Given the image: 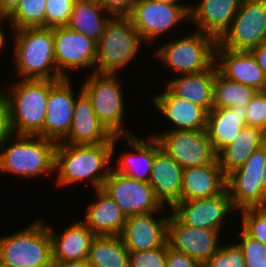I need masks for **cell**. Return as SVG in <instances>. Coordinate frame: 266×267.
Masks as SVG:
<instances>
[{
  "label": "cell",
  "instance_id": "obj_36",
  "mask_svg": "<svg viewBox=\"0 0 266 267\" xmlns=\"http://www.w3.org/2000/svg\"><path fill=\"white\" fill-rule=\"evenodd\" d=\"M203 267H245V258L238 244L220 245Z\"/></svg>",
  "mask_w": 266,
  "mask_h": 267
},
{
  "label": "cell",
  "instance_id": "obj_25",
  "mask_svg": "<svg viewBox=\"0 0 266 267\" xmlns=\"http://www.w3.org/2000/svg\"><path fill=\"white\" fill-rule=\"evenodd\" d=\"M225 188L226 176L216 159L212 164L183 169L180 201L213 197Z\"/></svg>",
  "mask_w": 266,
  "mask_h": 267
},
{
  "label": "cell",
  "instance_id": "obj_8",
  "mask_svg": "<svg viewBox=\"0 0 266 267\" xmlns=\"http://www.w3.org/2000/svg\"><path fill=\"white\" fill-rule=\"evenodd\" d=\"M192 32V33H191ZM181 38L159 46L155 55L165 67L180 75L208 70L215 64L217 40L200 31H191Z\"/></svg>",
  "mask_w": 266,
  "mask_h": 267
},
{
  "label": "cell",
  "instance_id": "obj_41",
  "mask_svg": "<svg viewBox=\"0 0 266 267\" xmlns=\"http://www.w3.org/2000/svg\"><path fill=\"white\" fill-rule=\"evenodd\" d=\"M107 12L113 16H128L136 0H96Z\"/></svg>",
  "mask_w": 266,
  "mask_h": 267
},
{
  "label": "cell",
  "instance_id": "obj_5",
  "mask_svg": "<svg viewBox=\"0 0 266 267\" xmlns=\"http://www.w3.org/2000/svg\"><path fill=\"white\" fill-rule=\"evenodd\" d=\"M16 233L0 236V265L3 267H47L53 264L52 238L41 219Z\"/></svg>",
  "mask_w": 266,
  "mask_h": 267
},
{
  "label": "cell",
  "instance_id": "obj_33",
  "mask_svg": "<svg viewBox=\"0 0 266 267\" xmlns=\"http://www.w3.org/2000/svg\"><path fill=\"white\" fill-rule=\"evenodd\" d=\"M257 92L255 88L230 80L216 70L213 85V108L247 106Z\"/></svg>",
  "mask_w": 266,
  "mask_h": 267
},
{
  "label": "cell",
  "instance_id": "obj_1",
  "mask_svg": "<svg viewBox=\"0 0 266 267\" xmlns=\"http://www.w3.org/2000/svg\"><path fill=\"white\" fill-rule=\"evenodd\" d=\"M119 140L122 141L121 136L114 137L112 143L72 145L58 142L55 148V185L66 188L86 181L94 190L100 189L113 168L109 164L114 163L115 144Z\"/></svg>",
  "mask_w": 266,
  "mask_h": 267
},
{
  "label": "cell",
  "instance_id": "obj_18",
  "mask_svg": "<svg viewBox=\"0 0 266 267\" xmlns=\"http://www.w3.org/2000/svg\"><path fill=\"white\" fill-rule=\"evenodd\" d=\"M159 212V213H158ZM160 211L128 217L120 237L128 251H148L163 247L167 243L169 214Z\"/></svg>",
  "mask_w": 266,
  "mask_h": 267
},
{
  "label": "cell",
  "instance_id": "obj_48",
  "mask_svg": "<svg viewBox=\"0 0 266 267\" xmlns=\"http://www.w3.org/2000/svg\"><path fill=\"white\" fill-rule=\"evenodd\" d=\"M264 170H263V173H262V189H263V194L266 196V164L264 166Z\"/></svg>",
  "mask_w": 266,
  "mask_h": 267
},
{
  "label": "cell",
  "instance_id": "obj_50",
  "mask_svg": "<svg viewBox=\"0 0 266 267\" xmlns=\"http://www.w3.org/2000/svg\"><path fill=\"white\" fill-rule=\"evenodd\" d=\"M47 267H55V263H53V264H51V265H49Z\"/></svg>",
  "mask_w": 266,
  "mask_h": 267
},
{
  "label": "cell",
  "instance_id": "obj_27",
  "mask_svg": "<svg viewBox=\"0 0 266 267\" xmlns=\"http://www.w3.org/2000/svg\"><path fill=\"white\" fill-rule=\"evenodd\" d=\"M48 229L52 238L54 263L87 259L91 241L96 235L82 220L79 219L67 226L61 235L57 234L49 224Z\"/></svg>",
  "mask_w": 266,
  "mask_h": 267
},
{
  "label": "cell",
  "instance_id": "obj_21",
  "mask_svg": "<svg viewBox=\"0 0 266 267\" xmlns=\"http://www.w3.org/2000/svg\"><path fill=\"white\" fill-rule=\"evenodd\" d=\"M242 0H201L191 5L190 21L197 31L217 41L229 29Z\"/></svg>",
  "mask_w": 266,
  "mask_h": 267
},
{
  "label": "cell",
  "instance_id": "obj_43",
  "mask_svg": "<svg viewBox=\"0 0 266 267\" xmlns=\"http://www.w3.org/2000/svg\"><path fill=\"white\" fill-rule=\"evenodd\" d=\"M12 134L8 101L0 87V143Z\"/></svg>",
  "mask_w": 266,
  "mask_h": 267
},
{
  "label": "cell",
  "instance_id": "obj_15",
  "mask_svg": "<svg viewBox=\"0 0 266 267\" xmlns=\"http://www.w3.org/2000/svg\"><path fill=\"white\" fill-rule=\"evenodd\" d=\"M171 211L186 225L193 228L218 230L222 234L229 213L237 211L227 188L213 197L179 201ZM225 220V221H224Z\"/></svg>",
  "mask_w": 266,
  "mask_h": 267
},
{
  "label": "cell",
  "instance_id": "obj_14",
  "mask_svg": "<svg viewBox=\"0 0 266 267\" xmlns=\"http://www.w3.org/2000/svg\"><path fill=\"white\" fill-rule=\"evenodd\" d=\"M53 43L56 68L62 79L70 78L67 74L70 70L91 68L92 73L95 72L97 44L93 40L67 26H60L53 27Z\"/></svg>",
  "mask_w": 266,
  "mask_h": 267
},
{
  "label": "cell",
  "instance_id": "obj_46",
  "mask_svg": "<svg viewBox=\"0 0 266 267\" xmlns=\"http://www.w3.org/2000/svg\"><path fill=\"white\" fill-rule=\"evenodd\" d=\"M55 267H91L87 259L55 263Z\"/></svg>",
  "mask_w": 266,
  "mask_h": 267
},
{
  "label": "cell",
  "instance_id": "obj_42",
  "mask_svg": "<svg viewBox=\"0 0 266 267\" xmlns=\"http://www.w3.org/2000/svg\"><path fill=\"white\" fill-rule=\"evenodd\" d=\"M166 267H203V265L187 254L172 249L167 244Z\"/></svg>",
  "mask_w": 266,
  "mask_h": 267
},
{
  "label": "cell",
  "instance_id": "obj_3",
  "mask_svg": "<svg viewBox=\"0 0 266 267\" xmlns=\"http://www.w3.org/2000/svg\"><path fill=\"white\" fill-rule=\"evenodd\" d=\"M57 81L19 79L8 87L2 85L1 89L9 105L10 126L14 135L43 137L47 98L50 88Z\"/></svg>",
  "mask_w": 266,
  "mask_h": 267
},
{
  "label": "cell",
  "instance_id": "obj_31",
  "mask_svg": "<svg viewBox=\"0 0 266 267\" xmlns=\"http://www.w3.org/2000/svg\"><path fill=\"white\" fill-rule=\"evenodd\" d=\"M112 17L96 0H75L66 26L98 44Z\"/></svg>",
  "mask_w": 266,
  "mask_h": 267
},
{
  "label": "cell",
  "instance_id": "obj_10",
  "mask_svg": "<svg viewBox=\"0 0 266 267\" xmlns=\"http://www.w3.org/2000/svg\"><path fill=\"white\" fill-rule=\"evenodd\" d=\"M266 164V143L256 149L239 168L226 176V188L234 208L265 207L262 173Z\"/></svg>",
  "mask_w": 266,
  "mask_h": 267
},
{
  "label": "cell",
  "instance_id": "obj_19",
  "mask_svg": "<svg viewBox=\"0 0 266 267\" xmlns=\"http://www.w3.org/2000/svg\"><path fill=\"white\" fill-rule=\"evenodd\" d=\"M78 93L71 129L61 143L72 145L112 143L114 136L97 118L91 100L82 91V87Z\"/></svg>",
  "mask_w": 266,
  "mask_h": 267
},
{
  "label": "cell",
  "instance_id": "obj_37",
  "mask_svg": "<svg viewBox=\"0 0 266 267\" xmlns=\"http://www.w3.org/2000/svg\"><path fill=\"white\" fill-rule=\"evenodd\" d=\"M238 234L237 244L243 252L245 267H266V244L249 237L243 230Z\"/></svg>",
  "mask_w": 266,
  "mask_h": 267
},
{
  "label": "cell",
  "instance_id": "obj_44",
  "mask_svg": "<svg viewBox=\"0 0 266 267\" xmlns=\"http://www.w3.org/2000/svg\"><path fill=\"white\" fill-rule=\"evenodd\" d=\"M255 57L256 62L260 69L263 71L266 79V42L259 44L249 50Z\"/></svg>",
  "mask_w": 266,
  "mask_h": 267
},
{
  "label": "cell",
  "instance_id": "obj_47",
  "mask_svg": "<svg viewBox=\"0 0 266 267\" xmlns=\"http://www.w3.org/2000/svg\"><path fill=\"white\" fill-rule=\"evenodd\" d=\"M6 20H9L8 19V17L7 16H0V53H1V51L4 49V47H5V43H7V42H5V41H7V39H6V37H5V35H6V33H4L3 31V28H1L2 26H1V24H2V22H4V21Z\"/></svg>",
  "mask_w": 266,
  "mask_h": 267
},
{
  "label": "cell",
  "instance_id": "obj_34",
  "mask_svg": "<svg viewBox=\"0 0 266 267\" xmlns=\"http://www.w3.org/2000/svg\"><path fill=\"white\" fill-rule=\"evenodd\" d=\"M46 0H21L8 16L12 30L27 27H45Z\"/></svg>",
  "mask_w": 266,
  "mask_h": 267
},
{
  "label": "cell",
  "instance_id": "obj_6",
  "mask_svg": "<svg viewBox=\"0 0 266 267\" xmlns=\"http://www.w3.org/2000/svg\"><path fill=\"white\" fill-rule=\"evenodd\" d=\"M142 41L128 16H113L97 44L95 72L119 73L140 54Z\"/></svg>",
  "mask_w": 266,
  "mask_h": 267
},
{
  "label": "cell",
  "instance_id": "obj_49",
  "mask_svg": "<svg viewBox=\"0 0 266 267\" xmlns=\"http://www.w3.org/2000/svg\"><path fill=\"white\" fill-rule=\"evenodd\" d=\"M156 1H160V2L168 3V4H185L184 2L182 3L181 0H156Z\"/></svg>",
  "mask_w": 266,
  "mask_h": 267
},
{
  "label": "cell",
  "instance_id": "obj_35",
  "mask_svg": "<svg viewBox=\"0 0 266 267\" xmlns=\"http://www.w3.org/2000/svg\"><path fill=\"white\" fill-rule=\"evenodd\" d=\"M242 230L251 238L266 244V206L241 209Z\"/></svg>",
  "mask_w": 266,
  "mask_h": 267
},
{
  "label": "cell",
  "instance_id": "obj_26",
  "mask_svg": "<svg viewBox=\"0 0 266 267\" xmlns=\"http://www.w3.org/2000/svg\"><path fill=\"white\" fill-rule=\"evenodd\" d=\"M95 193L97 198L89 201L82 222L95 235L120 236L127 219L122 209L101 188Z\"/></svg>",
  "mask_w": 266,
  "mask_h": 267
},
{
  "label": "cell",
  "instance_id": "obj_30",
  "mask_svg": "<svg viewBox=\"0 0 266 267\" xmlns=\"http://www.w3.org/2000/svg\"><path fill=\"white\" fill-rule=\"evenodd\" d=\"M266 143V133L245 125L239 135L217 153V160L225 176L241 167L249 156Z\"/></svg>",
  "mask_w": 266,
  "mask_h": 267
},
{
  "label": "cell",
  "instance_id": "obj_24",
  "mask_svg": "<svg viewBox=\"0 0 266 267\" xmlns=\"http://www.w3.org/2000/svg\"><path fill=\"white\" fill-rule=\"evenodd\" d=\"M183 168L163 149H159L148 181L155 196L170 209L180 201Z\"/></svg>",
  "mask_w": 266,
  "mask_h": 267
},
{
  "label": "cell",
  "instance_id": "obj_7",
  "mask_svg": "<svg viewBox=\"0 0 266 267\" xmlns=\"http://www.w3.org/2000/svg\"><path fill=\"white\" fill-rule=\"evenodd\" d=\"M84 79L82 91L91 100L97 118L114 136L134 135L124 126L126 107L124 104L123 89L118 74L91 72Z\"/></svg>",
  "mask_w": 266,
  "mask_h": 267
},
{
  "label": "cell",
  "instance_id": "obj_22",
  "mask_svg": "<svg viewBox=\"0 0 266 267\" xmlns=\"http://www.w3.org/2000/svg\"><path fill=\"white\" fill-rule=\"evenodd\" d=\"M153 96L152 104L172 123L169 130H205L208 112L197 104L176 97L167 87Z\"/></svg>",
  "mask_w": 266,
  "mask_h": 267
},
{
  "label": "cell",
  "instance_id": "obj_20",
  "mask_svg": "<svg viewBox=\"0 0 266 267\" xmlns=\"http://www.w3.org/2000/svg\"><path fill=\"white\" fill-rule=\"evenodd\" d=\"M215 64L224 77L251 86L257 91H266L263 71L250 51L230 50L217 44Z\"/></svg>",
  "mask_w": 266,
  "mask_h": 267
},
{
  "label": "cell",
  "instance_id": "obj_23",
  "mask_svg": "<svg viewBox=\"0 0 266 267\" xmlns=\"http://www.w3.org/2000/svg\"><path fill=\"white\" fill-rule=\"evenodd\" d=\"M121 139H125V144L132 148V152L120 154L113 169L133 179L148 182L155 154L161 148L159 142L151 135L141 138L134 134L121 136Z\"/></svg>",
  "mask_w": 266,
  "mask_h": 267
},
{
  "label": "cell",
  "instance_id": "obj_12",
  "mask_svg": "<svg viewBox=\"0 0 266 267\" xmlns=\"http://www.w3.org/2000/svg\"><path fill=\"white\" fill-rule=\"evenodd\" d=\"M151 136L183 169L212 164L217 159L205 130H169Z\"/></svg>",
  "mask_w": 266,
  "mask_h": 267
},
{
  "label": "cell",
  "instance_id": "obj_28",
  "mask_svg": "<svg viewBox=\"0 0 266 267\" xmlns=\"http://www.w3.org/2000/svg\"><path fill=\"white\" fill-rule=\"evenodd\" d=\"M214 64L208 70L198 73L178 75L180 77L168 80L167 87L176 97L203 107L208 113L213 109Z\"/></svg>",
  "mask_w": 266,
  "mask_h": 267
},
{
  "label": "cell",
  "instance_id": "obj_32",
  "mask_svg": "<svg viewBox=\"0 0 266 267\" xmlns=\"http://www.w3.org/2000/svg\"><path fill=\"white\" fill-rule=\"evenodd\" d=\"M87 260L91 267H129V251L120 236L96 235Z\"/></svg>",
  "mask_w": 266,
  "mask_h": 267
},
{
  "label": "cell",
  "instance_id": "obj_9",
  "mask_svg": "<svg viewBox=\"0 0 266 267\" xmlns=\"http://www.w3.org/2000/svg\"><path fill=\"white\" fill-rule=\"evenodd\" d=\"M190 4H168L156 0H136L128 15L144 44L155 40L180 24L190 21Z\"/></svg>",
  "mask_w": 266,
  "mask_h": 267
},
{
  "label": "cell",
  "instance_id": "obj_38",
  "mask_svg": "<svg viewBox=\"0 0 266 267\" xmlns=\"http://www.w3.org/2000/svg\"><path fill=\"white\" fill-rule=\"evenodd\" d=\"M75 0H46L45 27L66 26L69 22Z\"/></svg>",
  "mask_w": 266,
  "mask_h": 267
},
{
  "label": "cell",
  "instance_id": "obj_40",
  "mask_svg": "<svg viewBox=\"0 0 266 267\" xmlns=\"http://www.w3.org/2000/svg\"><path fill=\"white\" fill-rule=\"evenodd\" d=\"M245 124L266 133V91H258L247 105Z\"/></svg>",
  "mask_w": 266,
  "mask_h": 267
},
{
  "label": "cell",
  "instance_id": "obj_13",
  "mask_svg": "<svg viewBox=\"0 0 266 267\" xmlns=\"http://www.w3.org/2000/svg\"><path fill=\"white\" fill-rule=\"evenodd\" d=\"M101 189L120 206L126 218L163 211L165 207L148 182L133 179L113 168Z\"/></svg>",
  "mask_w": 266,
  "mask_h": 267
},
{
  "label": "cell",
  "instance_id": "obj_29",
  "mask_svg": "<svg viewBox=\"0 0 266 267\" xmlns=\"http://www.w3.org/2000/svg\"><path fill=\"white\" fill-rule=\"evenodd\" d=\"M246 117L247 106L213 108L208 113L205 132L216 153L239 135Z\"/></svg>",
  "mask_w": 266,
  "mask_h": 267
},
{
  "label": "cell",
  "instance_id": "obj_11",
  "mask_svg": "<svg viewBox=\"0 0 266 267\" xmlns=\"http://www.w3.org/2000/svg\"><path fill=\"white\" fill-rule=\"evenodd\" d=\"M266 42V0H242L229 29L217 41L220 47L249 51Z\"/></svg>",
  "mask_w": 266,
  "mask_h": 267
},
{
  "label": "cell",
  "instance_id": "obj_2",
  "mask_svg": "<svg viewBox=\"0 0 266 267\" xmlns=\"http://www.w3.org/2000/svg\"><path fill=\"white\" fill-rule=\"evenodd\" d=\"M56 144L41 136L12 134L0 143V173L33 180L55 174Z\"/></svg>",
  "mask_w": 266,
  "mask_h": 267
},
{
  "label": "cell",
  "instance_id": "obj_17",
  "mask_svg": "<svg viewBox=\"0 0 266 267\" xmlns=\"http://www.w3.org/2000/svg\"><path fill=\"white\" fill-rule=\"evenodd\" d=\"M71 80L70 78L58 80L50 88L47 98L43 138L56 143L61 142L68 135L72 126L77 95L74 90L72 91Z\"/></svg>",
  "mask_w": 266,
  "mask_h": 267
},
{
  "label": "cell",
  "instance_id": "obj_45",
  "mask_svg": "<svg viewBox=\"0 0 266 267\" xmlns=\"http://www.w3.org/2000/svg\"><path fill=\"white\" fill-rule=\"evenodd\" d=\"M20 2L21 0H0V15L8 17Z\"/></svg>",
  "mask_w": 266,
  "mask_h": 267
},
{
  "label": "cell",
  "instance_id": "obj_39",
  "mask_svg": "<svg viewBox=\"0 0 266 267\" xmlns=\"http://www.w3.org/2000/svg\"><path fill=\"white\" fill-rule=\"evenodd\" d=\"M167 243L148 251H129V267H166Z\"/></svg>",
  "mask_w": 266,
  "mask_h": 267
},
{
  "label": "cell",
  "instance_id": "obj_4",
  "mask_svg": "<svg viewBox=\"0 0 266 267\" xmlns=\"http://www.w3.org/2000/svg\"><path fill=\"white\" fill-rule=\"evenodd\" d=\"M16 76L19 79L61 80L54 57L53 28L12 30Z\"/></svg>",
  "mask_w": 266,
  "mask_h": 267
},
{
  "label": "cell",
  "instance_id": "obj_16",
  "mask_svg": "<svg viewBox=\"0 0 266 267\" xmlns=\"http://www.w3.org/2000/svg\"><path fill=\"white\" fill-rule=\"evenodd\" d=\"M220 231L193 228L183 223L172 211L167 224V244L204 264L220 247Z\"/></svg>",
  "mask_w": 266,
  "mask_h": 267
}]
</instances>
